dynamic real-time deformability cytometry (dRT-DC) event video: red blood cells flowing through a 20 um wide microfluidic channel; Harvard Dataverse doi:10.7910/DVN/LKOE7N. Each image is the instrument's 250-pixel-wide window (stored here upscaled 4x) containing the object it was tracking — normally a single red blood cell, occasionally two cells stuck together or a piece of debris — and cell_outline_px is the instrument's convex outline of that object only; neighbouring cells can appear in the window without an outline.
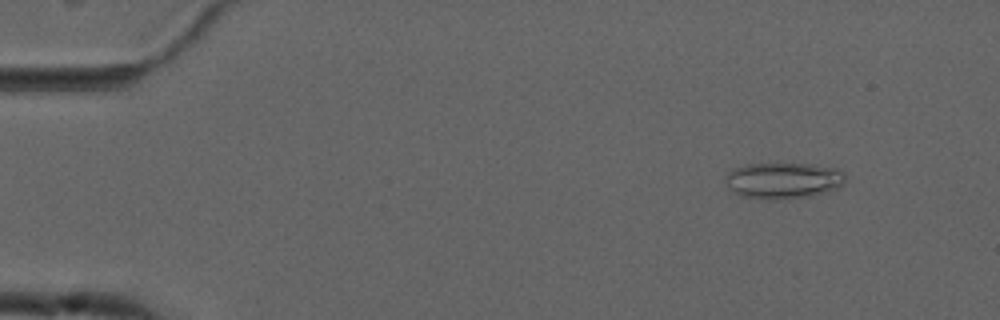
{"species": "common noctule bat (a hibernating species)", "species_latin": "Nyctalus noctula", "temperature_condition": "cold", "stored_images_in_passage": 55, "camera_frame_rate_fps": 3000, "um_per_image_px": 0.085, "animal": {"sex": "male", "forearm_length_mm": 52.5}, "frame": {"image": 1, "passage_image": 6, "time_ms": 1.667, "image_size_px": [1000, 320], "cell_outline_px": [[844, 184], [828, 192], [812, 196], [776, 200], [764, 200], [740, 196], [728, 188], [724, 180], [728, 172], [732, 168], [748, 164], [812, 164], [840, 168], [844, 172]], "centroid_in_image_um": [66.57, 15.35], "position_along_channel_um": 18.4, "area_um2": 25.78}}
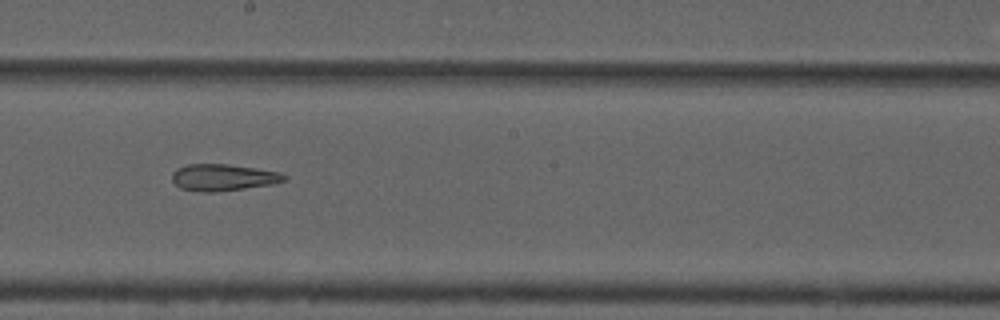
{"frame": {"image": 2, "passage_image": 31, "time_ms": 10.0, "image_size_px": [1000, 320], "cell_outline_px": [[288, 180], [272, 184], [244, 188], [212, 192], [204, 192], [180, 188], [172, 180], [172, 172], [176, 168], [188, 164], [228, 164], [256, 168], [280, 172], [288, 176]], "centroid_in_image_um": [18.98, 15.07], "position_along_channel_um": 229.2, "area_um2": 17.46}}
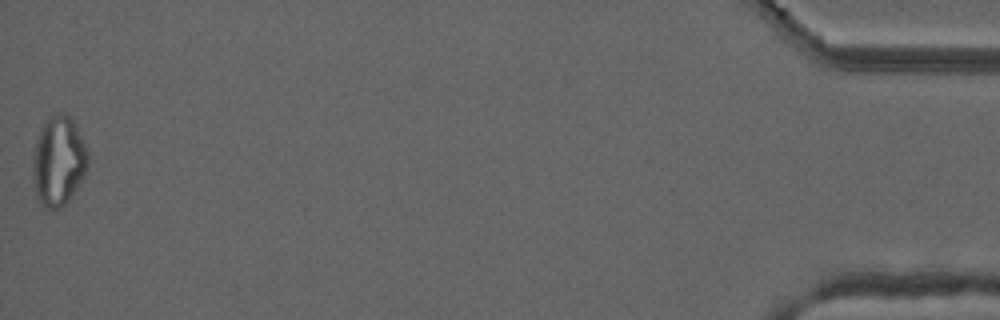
{"frame": {"image": 3, "passage_image": 55, "time_ms": 18.0, "image_size_px": [1000, 320], "cell_outline_px": [[88, 164], [84, 176], [68, 200], [60, 208], [44, 208], [36, 200], [32, 168], [32, 160], [40, 128], [48, 116], [60, 112], [64, 112], [72, 116], [84, 140], [88, 152]], "centroid_in_image_um": [4.97, 13.65], "position_along_channel_um": 430.2, "area_um2": 29.19}, "authors_computed_cell_mechanics": {"area_um2": 22.1374, "velocity_mm_per_s": 3.7183, "shape_relaxation_time_tau1_ms": null, "shape_relaxation_time_tau2_ms": 6.4917, "deformation_change_tau1": null, "deformation_change_tau2": 0.1837}}